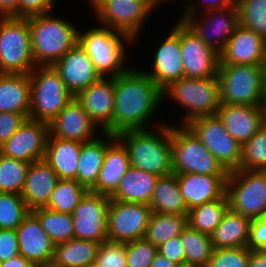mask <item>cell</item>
Segmentation results:
<instances>
[{"label":"cell","mask_w":266,"mask_h":267,"mask_svg":"<svg viewBox=\"0 0 266 267\" xmlns=\"http://www.w3.org/2000/svg\"><path fill=\"white\" fill-rule=\"evenodd\" d=\"M158 177L130 166L110 199L149 205Z\"/></svg>","instance_id":"31"},{"label":"cell","mask_w":266,"mask_h":267,"mask_svg":"<svg viewBox=\"0 0 266 267\" xmlns=\"http://www.w3.org/2000/svg\"><path fill=\"white\" fill-rule=\"evenodd\" d=\"M228 133L241 145L266 123V106L221 104L217 112Z\"/></svg>","instance_id":"23"},{"label":"cell","mask_w":266,"mask_h":267,"mask_svg":"<svg viewBox=\"0 0 266 267\" xmlns=\"http://www.w3.org/2000/svg\"><path fill=\"white\" fill-rule=\"evenodd\" d=\"M176 267H201V266L193 265L190 263H182V264H177Z\"/></svg>","instance_id":"61"},{"label":"cell","mask_w":266,"mask_h":267,"mask_svg":"<svg viewBox=\"0 0 266 267\" xmlns=\"http://www.w3.org/2000/svg\"><path fill=\"white\" fill-rule=\"evenodd\" d=\"M239 169L266 171V123L242 145Z\"/></svg>","instance_id":"43"},{"label":"cell","mask_w":266,"mask_h":267,"mask_svg":"<svg viewBox=\"0 0 266 267\" xmlns=\"http://www.w3.org/2000/svg\"><path fill=\"white\" fill-rule=\"evenodd\" d=\"M180 47L184 77L202 79L218 73L219 53L206 45L180 21Z\"/></svg>","instance_id":"17"},{"label":"cell","mask_w":266,"mask_h":267,"mask_svg":"<svg viewBox=\"0 0 266 267\" xmlns=\"http://www.w3.org/2000/svg\"><path fill=\"white\" fill-rule=\"evenodd\" d=\"M152 214L150 205L110 200L108 241L128 243L145 237Z\"/></svg>","instance_id":"13"},{"label":"cell","mask_w":266,"mask_h":267,"mask_svg":"<svg viewBox=\"0 0 266 267\" xmlns=\"http://www.w3.org/2000/svg\"><path fill=\"white\" fill-rule=\"evenodd\" d=\"M185 125L228 172L239 169L242 145L228 133L217 114L197 117Z\"/></svg>","instance_id":"12"},{"label":"cell","mask_w":266,"mask_h":267,"mask_svg":"<svg viewBox=\"0 0 266 267\" xmlns=\"http://www.w3.org/2000/svg\"><path fill=\"white\" fill-rule=\"evenodd\" d=\"M172 29L156 50L152 71H144L162 91L174 81L184 77L180 47V20Z\"/></svg>","instance_id":"19"},{"label":"cell","mask_w":266,"mask_h":267,"mask_svg":"<svg viewBox=\"0 0 266 267\" xmlns=\"http://www.w3.org/2000/svg\"><path fill=\"white\" fill-rule=\"evenodd\" d=\"M87 191L77 180L59 179L44 208L72 214Z\"/></svg>","instance_id":"39"},{"label":"cell","mask_w":266,"mask_h":267,"mask_svg":"<svg viewBox=\"0 0 266 267\" xmlns=\"http://www.w3.org/2000/svg\"><path fill=\"white\" fill-rule=\"evenodd\" d=\"M31 84L29 74L0 73V112H14L29 118Z\"/></svg>","instance_id":"30"},{"label":"cell","mask_w":266,"mask_h":267,"mask_svg":"<svg viewBox=\"0 0 266 267\" xmlns=\"http://www.w3.org/2000/svg\"><path fill=\"white\" fill-rule=\"evenodd\" d=\"M123 41L128 44L135 40L125 33L103 26H95L85 33L78 31V42L88 53L101 77H116L128 69L123 65L126 55Z\"/></svg>","instance_id":"4"},{"label":"cell","mask_w":266,"mask_h":267,"mask_svg":"<svg viewBox=\"0 0 266 267\" xmlns=\"http://www.w3.org/2000/svg\"><path fill=\"white\" fill-rule=\"evenodd\" d=\"M31 84L29 118L50 123L74 98L53 66H36L29 73Z\"/></svg>","instance_id":"7"},{"label":"cell","mask_w":266,"mask_h":267,"mask_svg":"<svg viewBox=\"0 0 266 267\" xmlns=\"http://www.w3.org/2000/svg\"><path fill=\"white\" fill-rule=\"evenodd\" d=\"M28 23L36 66H52L78 42L77 28L50 12L29 17Z\"/></svg>","instance_id":"3"},{"label":"cell","mask_w":266,"mask_h":267,"mask_svg":"<svg viewBox=\"0 0 266 267\" xmlns=\"http://www.w3.org/2000/svg\"><path fill=\"white\" fill-rule=\"evenodd\" d=\"M97 126L74 97L49 123V136L81 143L97 138Z\"/></svg>","instance_id":"22"},{"label":"cell","mask_w":266,"mask_h":267,"mask_svg":"<svg viewBox=\"0 0 266 267\" xmlns=\"http://www.w3.org/2000/svg\"><path fill=\"white\" fill-rule=\"evenodd\" d=\"M262 67V78H263V95L266 100V58L264 59L263 63L261 64Z\"/></svg>","instance_id":"58"},{"label":"cell","mask_w":266,"mask_h":267,"mask_svg":"<svg viewBox=\"0 0 266 267\" xmlns=\"http://www.w3.org/2000/svg\"><path fill=\"white\" fill-rule=\"evenodd\" d=\"M229 209L227 195L221 199L204 203L189 210L188 225L206 235H211Z\"/></svg>","instance_id":"35"},{"label":"cell","mask_w":266,"mask_h":267,"mask_svg":"<svg viewBox=\"0 0 266 267\" xmlns=\"http://www.w3.org/2000/svg\"><path fill=\"white\" fill-rule=\"evenodd\" d=\"M110 196L87 191L72 213L76 239L100 244L108 240L107 221Z\"/></svg>","instance_id":"14"},{"label":"cell","mask_w":266,"mask_h":267,"mask_svg":"<svg viewBox=\"0 0 266 267\" xmlns=\"http://www.w3.org/2000/svg\"><path fill=\"white\" fill-rule=\"evenodd\" d=\"M114 92L113 135L147 129L146 123L163 100L162 90L156 83L144 71L134 67L115 77Z\"/></svg>","instance_id":"1"},{"label":"cell","mask_w":266,"mask_h":267,"mask_svg":"<svg viewBox=\"0 0 266 267\" xmlns=\"http://www.w3.org/2000/svg\"><path fill=\"white\" fill-rule=\"evenodd\" d=\"M130 166L128 151L116 138L107 147L97 182L89 191L110 196L118 188Z\"/></svg>","instance_id":"27"},{"label":"cell","mask_w":266,"mask_h":267,"mask_svg":"<svg viewBox=\"0 0 266 267\" xmlns=\"http://www.w3.org/2000/svg\"><path fill=\"white\" fill-rule=\"evenodd\" d=\"M58 180L56 172L44 159L30 163L20 195L31 211L48 203Z\"/></svg>","instance_id":"26"},{"label":"cell","mask_w":266,"mask_h":267,"mask_svg":"<svg viewBox=\"0 0 266 267\" xmlns=\"http://www.w3.org/2000/svg\"><path fill=\"white\" fill-rule=\"evenodd\" d=\"M96 264L99 267H127L126 243L102 242L97 250Z\"/></svg>","instance_id":"46"},{"label":"cell","mask_w":266,"mask_h":267,"mask_svg":"<svg viewBox=\"0 0 266 267\" xmlns=\"http://www.w3.org/2000/svg\"><path fill=\"white\" fill-rule=\"evenodd\" d=\"M33 264L22 255L18 254L5 262L0 263V267H32Z\"/></svg>","instance_id":"54"},{"label":"cell","mask_w":266,"mask_h":267,"mask_svg":"<svg viewBox=\"0 0 266 267\" xmlns=\"http://www.w3.org/2000/svg\"><path fill=\"white\" fill-rule=\"evenodd\" d=\"M247 247L214 249L207 267H249Z\"/></svg>","instance_id":"45"},{"label":"cell","mask_w":266,"mask_h":267,"mask_svg":"<svg viewBox=\"0 0 266 267\" xmlns=\"http://www.w3.org/2000/svg\"><path fill=\"white\" fill-rule=\"evenodd\" d=\"M247 248L250 250H266V216L251 219Z\"/></svg>","instance_id":"49"},{"label":"cell","mask_w":266,"mask_h":267,"mask_svg":"<svg viewBox=\"0 0 266 267\" xmlns=\"http://www.w3.org/2000/svg\"><path fill=\"white\" fill-rule=\"evenodd\" d=\"M16 233L20 255L32 264L52 262L55 244L43 230L40 220L32 211L22 220Z\"/></svg>","instance_id":"24"},{"label":"cell","mask_w":266,"mask_h":267,"mask_svg":"<svg viewBox=\"0 0 266 267\" xmlns=\"http://www.w3.org/2000/svg\"><path fill=\"white\" fill-rule=\"evenodd\" d=\"M251 219L232 211L224 214L217 228L210 235L214 249L247 247Z\"/></svg>","instance_id":"32"},{"label":"cell","mask_w":266,"mask_h":267,"mask_svg":"<svg viewBox=\"0 0 266 267\" xmlns=\"http://www.w3.org/2000/svg\"><path fill=\"white\" fill-rule=\"evenodd\" d=\"M195 3L194 1L188 2L187 6H184L180 21L206 45L220 53L240 25L237 5L207 11L202 16L203 21H200L196 19L199 9Z\"/></svg>","instance_id":"11"},{"label":"cell","mask_w":266,"mask_h":267,"mask_svg":"<svg viewBox=\"0 0 266 267\" xmlns=\"http://www.w3.org/2000/svg\"><path fill=\"white\" fill-rule=\"evenodd\" d=\"M153 9L145 0H111L95 16L102 26L125 33L133 40L137 39Z\"/></svg>","instance_id":"15"},{"label":"cell","mask_w":266,"mask_h":267,"mask_svg":"<svg viewBox=\"0 0 266 267\" xmlns=\"http://www.w3.org/2000/svg\"><path fill=\"white\" fill-rule=\"evenodd\" d=\"M240 25L256 32L266 42V0H237Z\"/></svg>","instance_id":"41"},{"label":"cell","mask_w":266,"mask_h":267,"mask_svg":"<svg viewBox=\"0 0 266 267\" xmlns=\"http://www.w3.org/2000/svg\"><path fill=\"white\" fill-rule=\"evenodd\" d=\"M35 67L28 18L0 17V73L29 74Z\"/></svg>","instance_id":"8"},{"label":"cell","mask_w":266,"mask_h":267,"mask_svg":"<svg viewBox=\"0 0 266 267\" xmlns=\"http://www.w3.org/2000/svg\"><path fill=\"white\" fill-rule=\"evenodd\" d=\"M149 205L152 212L188 215L189 210L178 187L177 174L158 177Z\"/></svg>","instance_id":"33"},{"label":"cell","mask_w":266,"mask_h":267,"mask_svg":"<svg viewBox=\"0 0 266 267\" xmlns=\"http://www.w3.org/2000/svg\"><path fill=\"white\" fill-rule=\"evenodd\" d=\"M221 104L265 106L261 65H219Z\"/></svg>","instance_id":"9"},{"label":"cell","mask_w":266,"mask_h":267,"mask_svg":"<svg viewBox=\"0 0 266 267\" xmlns=\"http://www.w3.org/2000/svg\"><path fill=\"white\" fill-rule=\"evenodd\" d=\"M227 178L195 173L177 174L178 187L187 209L223 198L226 195Z\"/></svg>","instance_id":"25"},{"label":"cell","mask_w":266,"mask_h":267,"mask_svg":"<svg viewBox=\"0 0 266 267\" xmlns=\"http://www.w3.org/2000/svg\"><path fill=\"white\" fill-rule=\"evenodd\" d=\"M81 142L49 136L44 160L59 179L76 180Z\"/></svg>","instance_id":"29"},{"label":"cell","mask_w":266,"mask_h":267,"mask_svg":"<svg viewBox=\"0 0 266 267\" xmlns=\"http://www.w3.org/2000/svg\"><path fill=\"white\" fill-rule=\"evenodd\" d=\"M205 1V10L211 11L216 9H222L228 6H234L237 4V0H202ZM207 1V2H206Z\"/></svg>","instance_id":"55"},{"label":"cell","mask_w":266,"mask_h":267,"mask_svg":"<svg viewBox=\"0 0 266 267\" xmlns=\"http://www.w3.org/2000/svg\"><path fill=\"white\" fill-rule=\"evenodd\" d=\"M176 265H177L176 263L168 260L160 252L156 254L151 263V267H176Z\"/></svg>","instance_id":"56"},{"label":"cell","mask_w":266,"mask_h":267,"mask_svg":"<svg viewBox=\"0 0 266 267\" xmlns=\"http://www.w3.org/2000/svg\"><path fill=\"white\" fill-rule=\"evenodd\" d=\"M101 134L107 139L97 137L81 144L76 180L87 190L96 184L107 147L117 138L110 133Z\"/></svg>","instance_id":"28"},{"label":"cell","mask_w":266,"mask_h":267,"mask_svg":"<svg viewBox=\"0 0 266 267\" xmlns=\"http://www.w3.org/2000/svg\"><path fill=\"white\" fill-rule=\"evenodd\" d=\"M96 13L106 2L111 0H88Z\"/></svg>","instance_id":"57"},{"label":"cell","mask_w":266,"mask_h":267,"mask_svg":"<svg viewBox=\"0 0 266 267\" xmlns=\"http://www.w3.org/2000/svg\"><path fill=\"white\" fill-rule=\"evenodd\" d=\"M55 0H19L18 18H29L51 11Z\"/></svg>","instance_id":"48"},{"label":"cell","mask_w":266,"mask_h":267,"mask_svg":"<svg viewBox=\"0 0 266 267\" xmlns=\"http://www.w3.org/2000/svg\"><path fill=\"white\" fill-rule=\"evenodd\" d=\"M52 66L74 97L101 78L88 53L79 42Z\"/></svg>","instance_id":"20"},{"label":"cell","mask_w":266,"mask_h":267,"mask_svg":"<svg viewBox=\"0 0 266 267\" xmlns=\"http://www.w3.org/2000/svg\"><path fill=\"white\" fill-rule=\"evenodd\" d=\"M19 0H0V17L18 18Z\"/></svg>","instance_id":"52"},{"label":"cell","mask_w":266,"mask_h":267,"mask_svg":"<svg viewBox=\"0 0 266 267\" xmlns=\"http://www.w3.org/2000/svg\"><path fill=\"white\" fill-rule=\"evenodd\" d=\"M115 77H101L75 98L90 119L102 132L112 134V117L115 105Z\"/></svg>","instance_id":"18"},{"label":"cell","mask_w":266,"mask_h":267,"mask_svg":"<svg viewBox=\"0 0 266 267\" xmlns=\"http://www.w3.org/2000/svg\"><path fill=\"white\" fill-rule=\"evenodd\" d=\"M157 128L158 133L127 130L116 137L126 147L131 166L160 177L173 173L171 126L162 123Z\"/></svg>","instance_id":"2"},{"label":"cell","mask_w":266,"mask_h":267,"mask_svg":"<svg viewBox=\"0 0 266 267\" xmlns=\"http://www.w3.org/2000/svg\"><path fill=\"white\" fill-rule=\"evenodd\" d=\"M187 225V215L152 212L144 238L159 247L169 239L180 236Z\"/></svg>","instance_id":"36"},{"label":"cell","mask_w":266,"mask_h":267,"mask_svg":"<svg viewBox=\"0 0 266 267\" xmlns=\"http://www.w3.org/2000/svg\"><path fill=\"white\" fill-rule=\"evenodd\" d=\"M158 247L145 238L126 243L127 267H151Z\"/></svg>","instance_id":"44"},{"label":"cell","mask_w":266,"mask_h":267,"mask_svg":"<svg viewBox=\"0 0 266 267\" xmlns=\"http://www.w3.org/2000/svg\"><path fill=\"white\" fill-rule=\"evenodd\" d=\"M30 211L20 194L0 192V229L16 230Z\"/></svg>","instance_id":"42"},{"label":"cell","mask_w":266,"mask_h":267,"mask_svg":"<svg viewBox=\"0 0 266 267\" xmlns=\"http://www.w3.org/2000/svg\"><path fill=\"white\" fill-rule=\"evenodd\" d=\"M163 100L169 96L187 110L181 125L197 117L216 115L221 106L218 77L193 79L183 77L162 91Z\"/></svg>","instance_id":"5"},{"label":"cell","mask_w":266,"mask_h":267,"mask_svg":"<svg viewBox=\"0 0 266 267\" xmlns=\"http://www.w3.org/2000/svg\"><path fill=\"white\" fill-rule=\"evenodd\" d=\"M150 6H152V8L157 6V3H161L162 1L165 0H145Z\"/></svg>","instance_id":"60"},{"label":"cell","mask_w":266,"mask_h":267,"mask_svg":"<svg viewBox=\"0 0 266 267\" xmlns=\"http://www.w3.org/2000/svg\"><path fill=\"white\" fill-rule=\"evenodd\" d=\"M19 254L16 230L0 229V263Z\"/></svg>","instance_id":"50"},{"label":"cell","mask_w":266,"mask_h":267,"mask_svg":"<svg viewBox=\"0 0 266 267\" xmlns=\"http://www.w3.org/2000/svg\"><path fill=\"white\" fill-rule=\"evenodd\" d=\"M32 267H59V266H57L53 262H49V263L33 264Z\"/></svg>","instance_id":"59"},{"label":"cell","mask_w":266,"mask_h":267,"mask_svg":"<svg viewBox=\"0 0 266 267\" xmlns=\"http://www.w3.org/2000/svg\"><path fill=\"white\" fill-rule=\"evenodd\" d=\"M266 42L253 30L239 25L219 53V65H261Z\"/></svg>","instance_id":"21"},{"label":"cell","mask_w":266,"mask_h":267,"mask_svg":"<svg viewBox=\"0 0 266 267\" xmlns=\"http://www.w3.org/2000/svg\"><path fill=\"white\" fill-rule=\"evenodd\" d=\"M99 242L73 238L54 247L52 262L59 267H87L96 263Z\"/></svg>","instance_id":"34"},{"label":"cell","mask_w":266,"mask_h":267,"mask_svg":"<svg viewBox=\"0 0 266 267\" xmlns=\"http://www.w3.org/2000/svg\"><path fill=\"white\" fill-rule=\"evenodd\" d=\"M27 117L20 113L0 112V147L18 130Z\"/></svg>","instance_id":"47"},{"label":"cell","mask_w":266,"mask_h":267,"mask_svg":"<svg viewBox=\"0 0 266 267\" xmlns=\"http://www.w3.org/2000/svg\"><path fill=\"white\" fill-rule=\"evenodd\" d=\"M229 208L250 219L266 216V171L238 169L226 181Z\"/></svg>","instance_id":"10"},{"label":"cell","mask_w":266,"mask_h":267,"mask_svg":"<svg viewBox=\"0 0 266 267\" xmlns=\"http://www.w3.org/2000/svg\"><path fill=\"white\" fill-rule=\"evenodd\" d=\"M249 267H266V250H250Z\"/></svg>","instance_id":"53"},{"label":"cell","mask_w":266,"mask_h":267,"mask_svg":"<svg viewBox=\"0 0 266 267\" xmlns=\"http://www.w3.org/2000/svg\"><path fill=\"white\" fill-rule=\"evenodd\" d=\"M30 163L0 154V192L21 194Z\"/></svg>","instance_id":"40"},{"label":"cell","mask_w":266,"mask_h":267,"mask_svg":"<svg viewBox=\"0 0 266 267\" xmlns=\"http://www.w3.org/2000/svg\"><path fill=\"white\" fill-rule=\"evenodd\" d=\"M180 239L184 247L185 263L207 267L214 250L210 236L187 225Z\"/></svg>","instance_id":"37"},{"label":"cell","mask_w":266,"mask_h":267,"mask_svg":"<svg viewBox=\"0 0 266 267\" xmlns=\"http://www.w3.org/2000/svg\"><path fill=\"white\" fill-rule=\"evenodd\" d=\"M173 173L228 176L229 172L186 126H171Z\"/></svg>","instance_id":"6"},{"label":"cell","mask_w":266,"mask_h":267,"mask_svg":"<svg viewBox=\"0 0 266 267\" xmlns=\"http://www.w3.org/2000/svg\"><path fill=\"white\" fill-rule=\"evenodd\" d=\"M32 212L38 217L43 230L55 245L75 238L72 214L44 207L33 209Z\"/></svg>","instance_id":"38"},{"label":"cell","mask_w":266,"mask_h":267,"mask_svg":"<svg viewBox=\"0 0 266 267\" xmlns=\"http://www.w3.org/2000/svg\"><path fill=\"white\" fill-rule=\"evenodd\" d=\"M49 123L27 118L18 130L0 147V154L32 163L46 154Z\"/></svg>","instance_id":"16"},{"label":"cell","mask_w":266,"mask_h":267,"mask_svg":"<svg viewBox=\"0 0 266 267\" xmlns=\"http://www.w3.org/2000/svg\"><path fill=\"white\" fill-rule=\"evenodd\" d=\"M158 252L176 264L185 263L184 247L180 236L173 237L159 246Z\"/></svg>","instance_id":"51"},{"label":"cell","mask_w":266,"mask_h":267,"mask_svg":"<svg viewBox=\"0 0 266 267\" xmlns=\"http://www.w3.org/2000/svg\"><path fill=\"white\" fill-rule=\"evenodd\" d=\"M87 267H99V266L95 263V264L89 265Z\"/></svg>","instance_id":"62"}]
</instances>
